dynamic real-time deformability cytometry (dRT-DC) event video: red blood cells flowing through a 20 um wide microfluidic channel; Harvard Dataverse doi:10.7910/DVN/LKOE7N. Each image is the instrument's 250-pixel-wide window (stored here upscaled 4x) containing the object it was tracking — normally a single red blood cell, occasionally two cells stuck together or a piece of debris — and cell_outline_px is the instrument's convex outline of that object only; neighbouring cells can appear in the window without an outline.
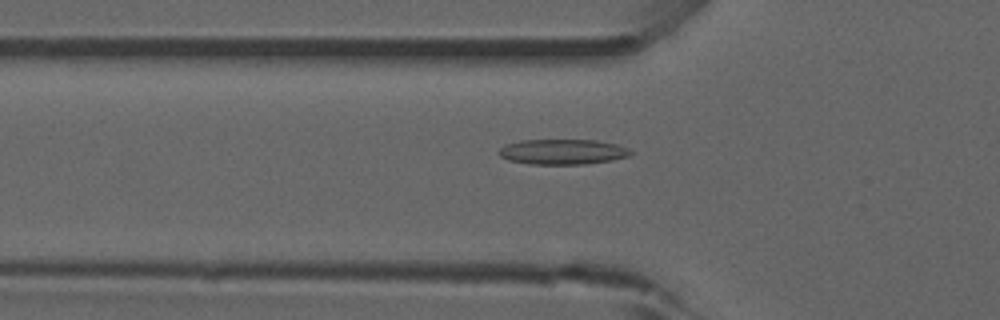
{"species": "common noctule bat (a hibernating species)", "species_latin": "Nyctalus noctula", "temperature_condition": "room temperature", "stored_images_in_passage": 21, "camera_frame_rate_fps": 3000, "um_per_image_px": 0.085, "animal": {"sex": "male", "forearm_length_mm": 52.5}, "frame": {"image": 1, "passage_image": 17, "time_ms": 5.333, "image_size_px": [1000, 320], "cell_outline_px": [[632, 152], [628, 156], [612, 160], [584, 164], [528, 164], [508, 160], [500, 156], [496, 152], [504, 144], [520, 140], [596, 140], [616, 144], [628, 148]], "centroid_in_image_um": [47.77, 12.9], "position_along_channel_um": 78.0, "area_um2": 19.48}}